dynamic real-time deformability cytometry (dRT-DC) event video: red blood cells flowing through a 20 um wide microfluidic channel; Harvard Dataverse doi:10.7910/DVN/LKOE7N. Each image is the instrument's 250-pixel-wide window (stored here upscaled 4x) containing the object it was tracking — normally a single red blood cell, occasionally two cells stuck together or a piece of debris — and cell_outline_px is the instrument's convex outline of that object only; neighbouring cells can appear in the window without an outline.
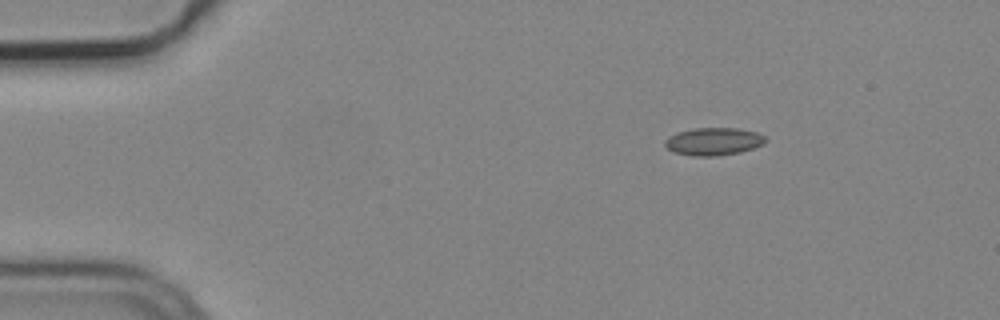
{"species": "common noctule bat (a hibernating species)", "species_latin": "Nyctalus noctula", "temperature_condition": "cold", "stored_images_in_passage": 4, "camera_frame_rate_fps": 3000, "um_per_image_px": 0.085, "animal": {"sex": "male", "body_mass_g": 19.2, "forearm_length_mm": 51.8}, "frame": {"image": 1, "passage_image": 1, "time_ms": 0.0, "image_size_px": [1000, 320], "cell_outline_px": [[768, 140], [764, 144], [740, 152], [716, 156], [692, 156], [676, 152], [668, 148], [664, 144], [664, 140], [668, 136], [680, 132], [696, 128], [736, 128], [756, 132], [764, 136]], "centroid_in_image_um": [60.67, 12.02], "position_along_channel_um": 24.3, "area_um2": 16.07}}
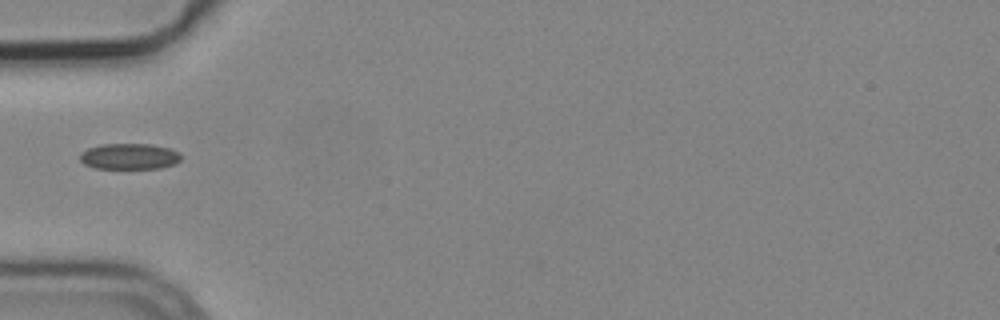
{"frame": {"image": 2, "passage_image": 4, "time_ms": 1.0, "image_size_px": [1000, 320], "cell_outline_px": [[180, 160], [176, 164], [160, 168], [96, 168], [84, 164], [80, 160], [80, 152], [88, 148], [100, 144], [152, 144], [168, 148], [180, 152]], "centroid_in_image_um": [10.99, 13.29], "position_along_channel_um": 74.0, "area_um2": 15.32}}